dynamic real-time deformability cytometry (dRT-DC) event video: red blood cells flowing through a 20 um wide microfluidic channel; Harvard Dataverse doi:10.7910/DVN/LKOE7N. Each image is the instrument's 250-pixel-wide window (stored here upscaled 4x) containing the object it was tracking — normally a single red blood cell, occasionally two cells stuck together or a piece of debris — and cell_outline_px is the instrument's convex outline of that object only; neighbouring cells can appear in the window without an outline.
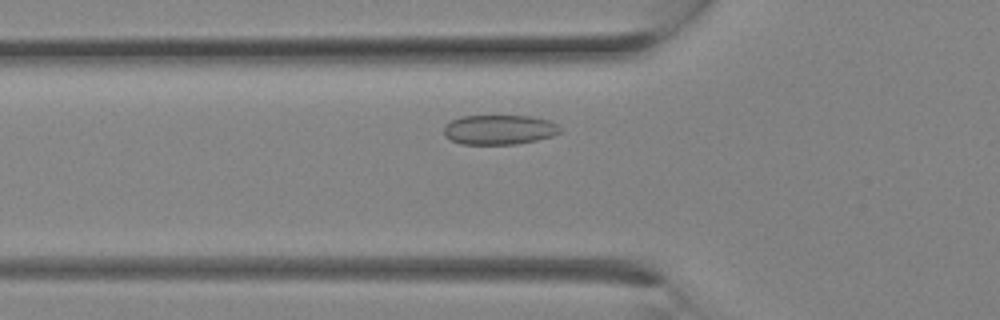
{"species": "Egyptian fruit bat (a non-hibernating species)", "species_latin": "Rousettus aegyptiacus", "temperature_condition": "room temperature", "stored_images_in_passage": 10, "camera_frame_rate_fps": 3000, "um_per_image_px": 0.085, "animal": {"sex": "female"}, "frame": {"image": 1, "passage_image": 6, "time_ms": 1.667, "image_size_px": [1000, 320], "cell_outline_px": [[560, 132], [552, 136], [536, 140], [516, 144], [460, 144], [444, 136], [444, 124], [460, 116], [532, 116], [548, 120], [556, 124], [560, 128]], "centroid_in_image_um": [42.4, 11.02], "position_along_channel_um": 83.4, "area_um2": 20.11}}
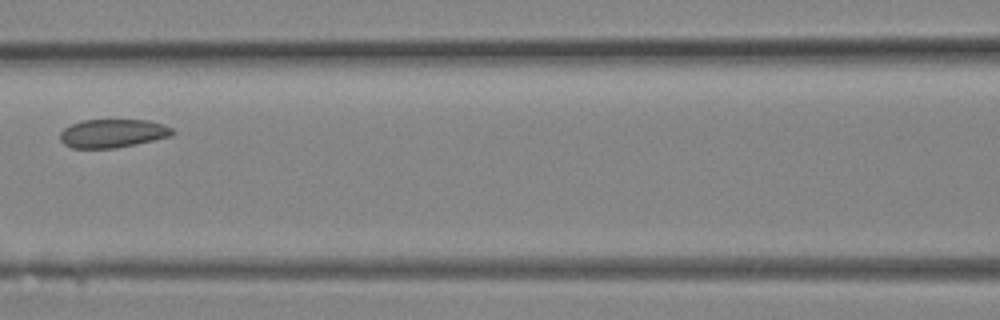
{"frame": {"image": 2, "passage_image": 9, "time_ms": 2.667, "image_size_px": [1000, 320], "cell_outline_px": [[176, 132], [172, 136], [136, 144], [116, 148], [72, 148], [64, 144], [60, 140], [60, 132], [64, 128], [80, 120], [148, 120], [164, 124], [172, 128]], "centroid_in_image_um": [9.6, 11.33], "position_along_channel_um": 157.0, "area_um2": 18.79}}